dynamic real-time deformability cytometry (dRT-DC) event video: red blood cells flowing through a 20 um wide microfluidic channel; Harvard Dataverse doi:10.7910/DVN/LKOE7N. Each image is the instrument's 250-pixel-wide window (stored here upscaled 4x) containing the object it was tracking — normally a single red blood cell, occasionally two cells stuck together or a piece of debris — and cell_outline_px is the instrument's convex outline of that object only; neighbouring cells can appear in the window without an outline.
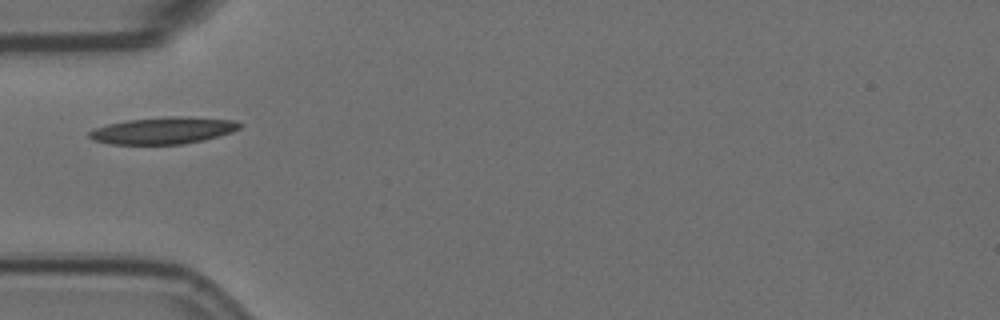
{"species": "Egyptian fruit bat (a non-hibernating species)", "species_latin": "Rousettus aegyptiacus", "temperature_condition": "room temperature", "stored_images_in_passage": 1, "camera_frame_rate_fps": 3000, "um_per_image_px": 0.085, "animal": {"sex": "female"}, "frame": {"image": 1, "passage_image": 1, "time_ms": 0.0, "image_size_px": [1000, 320], "cell_outline_px": [[244, 124], [240, 128], [232, 132], [220, 136], [204, 140], [184, 144], [108, 144], [92, 140], [88, 136], [88, 132], [96, 128], [108, 124], [128, 120], [168, 116], [188, 116], [236, 120]], "centroid_in_image_um": [13.93, 11.09], "position_along_channel_um": 71.1, "area_um2": 23.81}}